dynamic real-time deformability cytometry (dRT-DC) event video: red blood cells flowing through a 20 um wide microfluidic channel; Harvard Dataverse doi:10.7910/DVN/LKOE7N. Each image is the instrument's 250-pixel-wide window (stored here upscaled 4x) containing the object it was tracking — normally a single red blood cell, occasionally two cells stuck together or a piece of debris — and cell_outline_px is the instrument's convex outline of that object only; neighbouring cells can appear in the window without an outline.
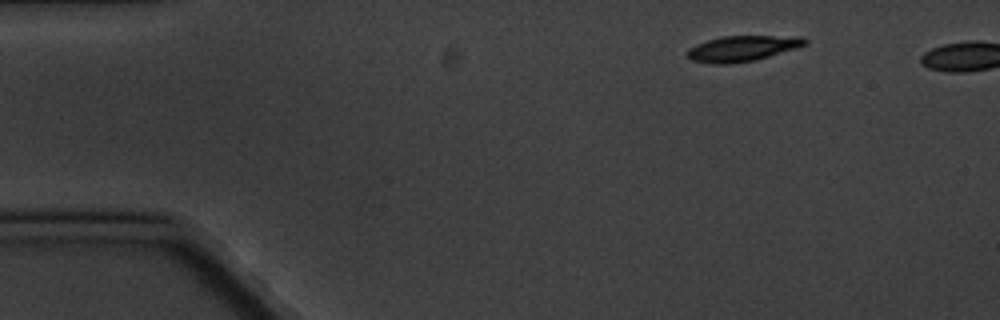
{"species": "common noctule bat (a hibernating species)", "species_latin": "Nyctalus noctula", "temperature_condition": "cold", "stored_images_in_passage": 2, "camera_frame_rate_fps": 3000, "um_per_image_px": 0.085, "animal": {"sex": "male", "body_mass_g": 20.1, "forearm_length_mm": 53.5}, "frame": {"image": 1, "passage_image": 1, "time_ms": 0.0, "image_size_px": [1000, 320], "cell_outline_px": [[808, 44], [796, 48], [756, 60], [728, 64], [712, 64], [692, 60], [684, 52], [688, 48], [696, 44], [708, 40], [724, 36], [804, 36], [808, 40]], "centroid_in_image_um": [63.11, 4.12], "position_along_channel_um": 21.9, "area_um2": 17.69}}